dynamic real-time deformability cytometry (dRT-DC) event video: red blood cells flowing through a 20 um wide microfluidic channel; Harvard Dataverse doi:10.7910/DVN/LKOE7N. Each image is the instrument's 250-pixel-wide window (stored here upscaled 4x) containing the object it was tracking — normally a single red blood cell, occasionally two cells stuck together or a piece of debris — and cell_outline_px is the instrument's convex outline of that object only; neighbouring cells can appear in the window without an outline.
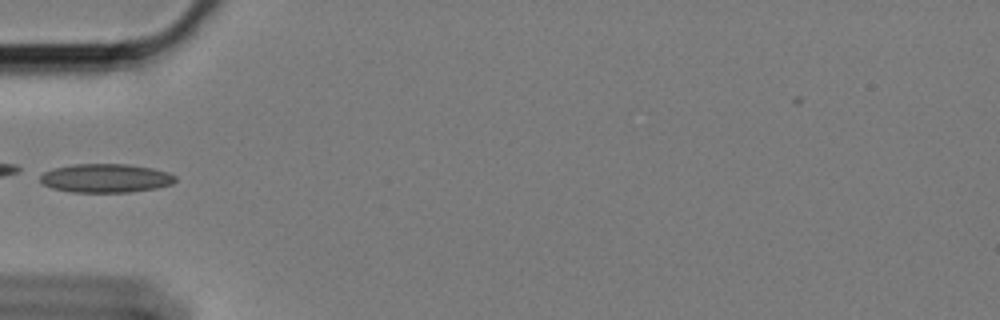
{"species": "Egyptian fruit bat (a non-hibernating species)", "species_latin": "Rousettus aegyptiacus", "temperature_condition": "cold", "stored_images_in_passage": 38, "camera_frame_rate_fps": 3000, "um_per_image_px": 0.085, "animal": {"sex": "female"}, "frame": {"image": 1, "passage_image": 1, "time_ms": 0.0, "image_size_px": [1000, 320], "cell_outline_px": [[176, 180], [172, 184], [156, 188], [128, 192], [72, 192], [52, 188], [44, 184], [40, 180], [40, 176], [44, 172], [52, 168], [76, 164], [128, 164], [152, 168], [168, 172], [176, 176]], "centroid_in_image_um": [8.99, 15.14], "position_along_channel_um": 76.0, "area_um2": 22.6}}
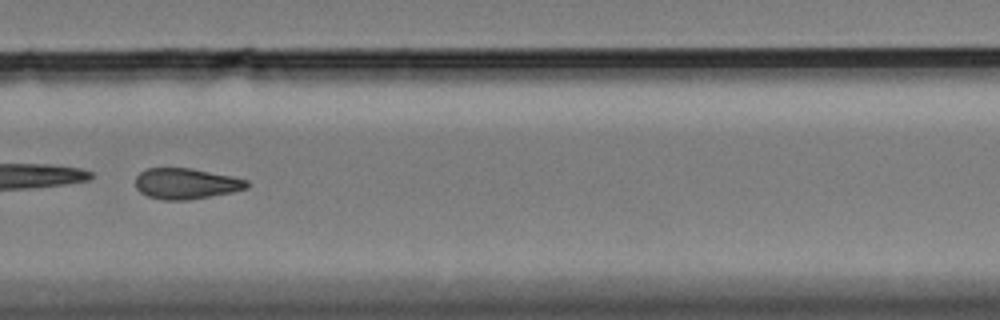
{"frame": {"image": 2, "passage_image": 22, "time_ms": 7.0, "image_size_px": [1000, 320], "cell_outline_px": [[248, 188], [232, 192], [188, 200], [164, 200], [148, 196], [140, 192], [136, 188], [136, 176], [140, 172], [148, 168], [192, 168], [248, 180]], "centroid_in_image_um": [15.8, 15.61], "position_along_channel_um": 314.0, "area_um2": 19.88}}